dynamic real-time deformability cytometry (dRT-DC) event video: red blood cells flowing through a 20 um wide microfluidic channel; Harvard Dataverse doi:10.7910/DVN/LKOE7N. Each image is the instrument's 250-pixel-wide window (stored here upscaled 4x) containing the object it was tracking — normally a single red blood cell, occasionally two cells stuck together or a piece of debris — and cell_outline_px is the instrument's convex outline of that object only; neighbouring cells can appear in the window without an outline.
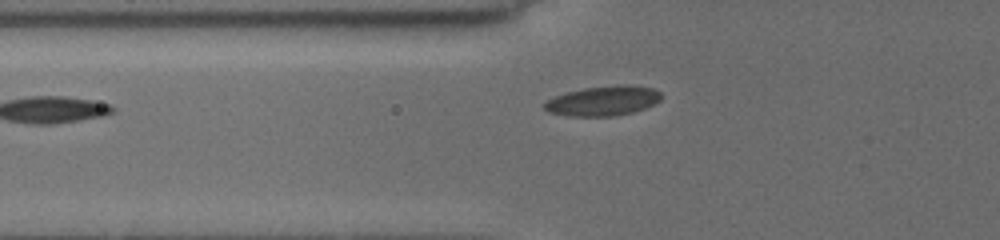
{"species": "common noctule bat (a hibernating species)", "species_latin": "Nyctalus noctula", "temperature_condition": "cold", "stored_images_in_passage": 4, "camera_frame_rate_fps": 3000, "um_per_image_px": 0.085, "animal": {"sex": "female", "body_mass_g": 19.5, "forearm_length_mm": 54.1}, "frame": {"image": 1, "passage_image": 4, "time_ms": 2.667, "image_size_px": [1000, 240], "cell_outline_px": [[660, 100], [644, 108], [632, 112], [612, 116], [568, 116], [548, 112], [544, 108], [544, 104], [548, 100], [556, 96], [568, 92], [584, 88], [616, 84], [632, 84], [652, 88], [660, 92]], "centroid_in_image_um": [51.26, 8.56], "position_along_channel_um": 74.5, "area_um2": 20.17}}